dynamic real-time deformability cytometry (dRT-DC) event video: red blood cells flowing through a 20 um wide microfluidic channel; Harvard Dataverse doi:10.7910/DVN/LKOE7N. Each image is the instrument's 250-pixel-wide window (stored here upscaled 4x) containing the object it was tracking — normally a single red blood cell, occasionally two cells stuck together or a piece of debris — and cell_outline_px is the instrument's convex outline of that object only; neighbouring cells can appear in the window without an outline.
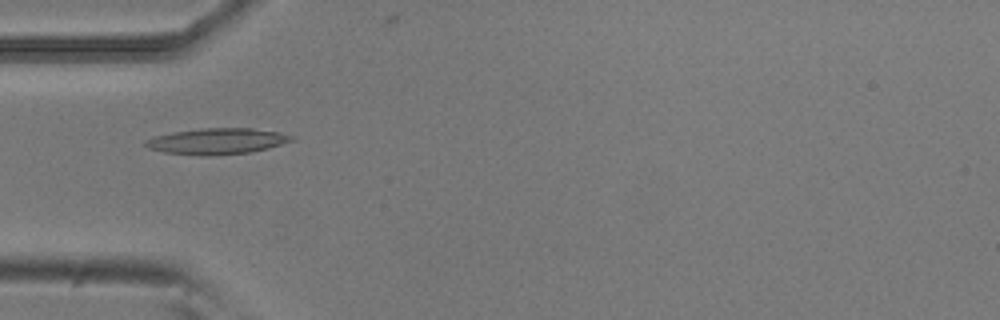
{"species": "common noctule bat (a hibernating species)", "species_latin": "Nyctalus noctula", "temperature_condition": "room temperature", "stored_images_in_passage": 44, "camera_frame_rate_fps": 3000, "um_per_image_px": 0.085, "animal": {"sex": "male", "body_mass_g": 20.5, "forearm_length_mm": 52.5}, "frame": {"image": 1, "passage_image": 10, "time_ms": 3.0, "image_size_px": [1000, 320], "cell_outline_px": [[296, 140], [268, 148], [252, 152], [208, 156], [200, 156], [164, 152], [148, 148], [144, 144], [144, 140], [152, 136], [172, 132], [200, 128], [252, 128], [280, 132], [292, 136]], "centroid_in_image_um": [18.43, 12.0], "position_along_channel_um": 66.6, "area_um2": 22.43}}
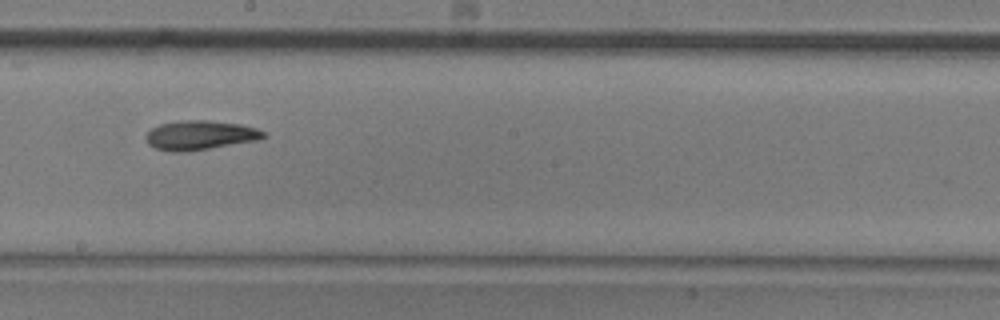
{"frame": {"image": 2, "passage_image": 23, "time_ms": 7.333, "image_size_px": [1000, 320], "cell_outline_px": [[268, 136], [256, 140], [188, 152], [172, 152], [152, 148], [148, 144], [144, 136], [152, 128], [160, 124], [180, 120], [208, 120], [240, 124], [256, 128], [264, 132]], "centroid_in_image_um": [16.96, 11.5], "position_along_channel_um": 231.2, "area_um2": 20.23}}
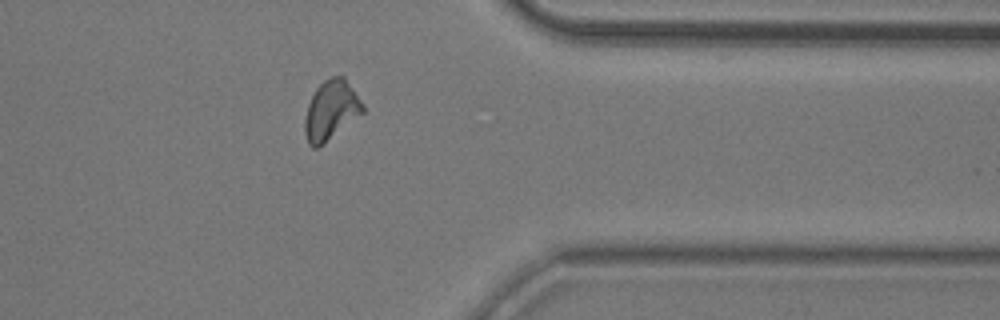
{"frame": {"image": 3, "passage_image": 36, "time_ms": 11.667, "image_size_px": [1000, 320], "cell_outline_px": [[364, 112], [316, 148], [312, 148], [308, 144], [304, 132], [304, 120], [308, 104], [316, 88], [324, 80], [332, 76], [344, 76], [364, 104]], "centroid_in_image_um": [28.12, 9.35], "position_along_channel_um": 383.3, "area_um2": 19.83}}